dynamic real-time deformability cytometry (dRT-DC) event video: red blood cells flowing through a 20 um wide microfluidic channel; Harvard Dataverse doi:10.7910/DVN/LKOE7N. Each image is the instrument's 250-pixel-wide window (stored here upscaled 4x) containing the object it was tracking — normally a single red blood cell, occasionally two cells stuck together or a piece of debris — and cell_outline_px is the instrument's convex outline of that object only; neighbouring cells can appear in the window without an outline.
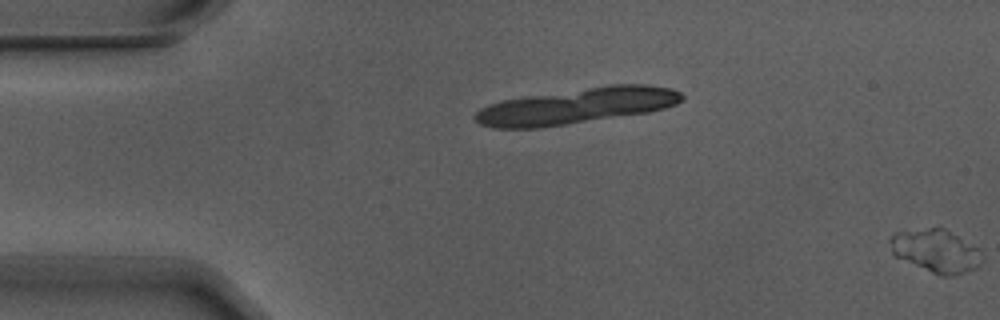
{"species": "Egyptian fruit bat (a non-hibernating species)", "species_latin": "Rousettus aegyptiacus", "temperature_condition": "warm", "stored_images_in_passage": 3, "camera_frame_rate_fps": 3000, "um_per_image_px": 0.085, "animal": {"sex": "male"}, "frame": {"image": 1, "passage_image": 3, "time_ms": 0.667, "image_size_px": [1000, 320], "cell_outline_px": [[984, 260], [976, 268], [952, 276], [940, 276], [896, 256], [892, 252], [888, 240], [896, 232], [928, 228], [944, 228], [980, 248]], "centroid_in_image_um": [79.6, 21.33], "position_along_channel_um": 5.4, "area_um2": 22.95}}